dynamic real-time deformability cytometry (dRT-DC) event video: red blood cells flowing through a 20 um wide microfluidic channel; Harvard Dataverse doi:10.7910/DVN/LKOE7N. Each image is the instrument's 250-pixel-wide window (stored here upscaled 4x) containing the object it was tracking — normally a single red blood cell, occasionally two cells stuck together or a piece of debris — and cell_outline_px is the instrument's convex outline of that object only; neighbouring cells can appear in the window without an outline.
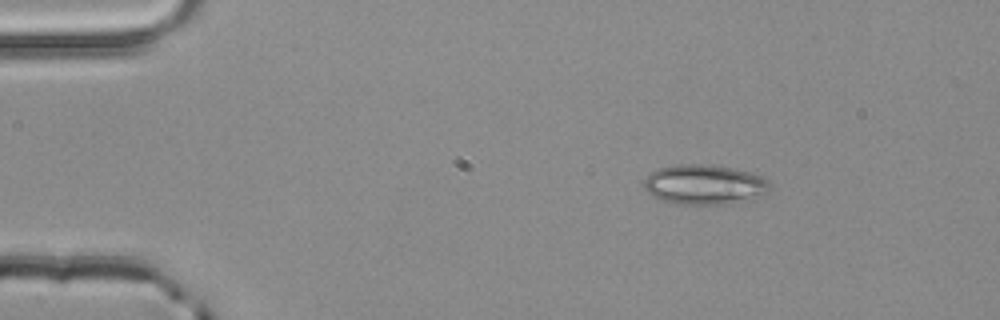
{"species": "common noctule bat (a hibernating species)", "species_latin": "Nyctalus noctula", "temperature_condition": "room temperature", "stored_images_in_passage": 3, "camera_frame_rate_fps": 3000, "um_per_image_px": 0.085, "animal": {"sex": "male", "body_mass_g": 20.4}, "frame": {"image": 1, "passage_image": 1, "time_ms": 0.0, "image_size_px": [1000, 320], "cell_outline_px": [[772, 188], [768, 192], [752, 200], [724, 204], [672, 204], [652, 196], [644, 188], [644, 180], [648, 172], [656, 168], [680, 164], [708, 164], [736, 168], [752, 172], [764, 176], [772, 184]], "centroid_in_image_um": [59.91, 15.68], "position_along_channel_um": 25.1, "area_um2": 30.06}}